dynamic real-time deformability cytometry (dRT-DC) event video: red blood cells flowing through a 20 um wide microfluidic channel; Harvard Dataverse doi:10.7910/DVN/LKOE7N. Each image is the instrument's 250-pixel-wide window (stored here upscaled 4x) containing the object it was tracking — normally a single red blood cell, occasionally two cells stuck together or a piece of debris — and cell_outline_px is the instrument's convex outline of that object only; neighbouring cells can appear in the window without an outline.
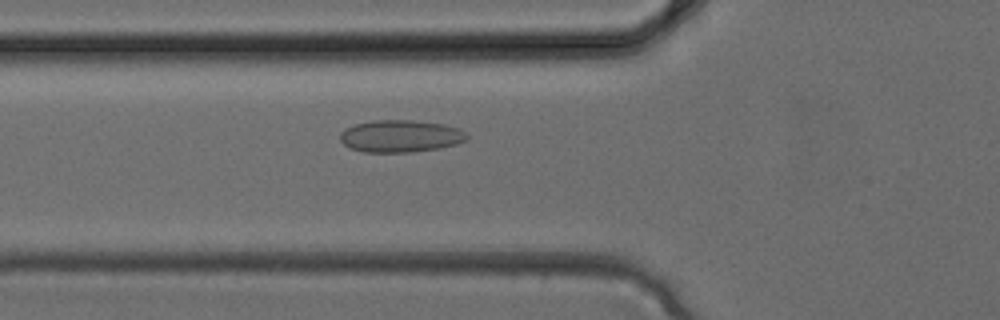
{"species": "common noctule bat (a hibernating species)", "species_latin": "Nyctalus noctula", "temperature_condition": "cold", "stored_images_in_passage": 5, "camera_frame_rate_fps": 3000, "um_per_image_px": 0.085, "animal": {"sex": "female", "body_mass_g": 24.6, "forearm_length_mm": 56.2}, "frame": {"image": 1, "passage_image": 5, "time_ms": 1.333, "image_size_px": [1000, 320], "cell_outline_px": [[468, 140], [456, 144], [440, 148], [412, 152], [364, 152], [348, 148], [340, 140], [340, 132], [344, 128], [356, 124], [372, 120], [412, 120], [444, 124], [460, 128], [468, 136]], "centroid_in_image_um": [34.04, 11.57], "position_along_channel_um": 91.8, "area_um2": 24.04}}